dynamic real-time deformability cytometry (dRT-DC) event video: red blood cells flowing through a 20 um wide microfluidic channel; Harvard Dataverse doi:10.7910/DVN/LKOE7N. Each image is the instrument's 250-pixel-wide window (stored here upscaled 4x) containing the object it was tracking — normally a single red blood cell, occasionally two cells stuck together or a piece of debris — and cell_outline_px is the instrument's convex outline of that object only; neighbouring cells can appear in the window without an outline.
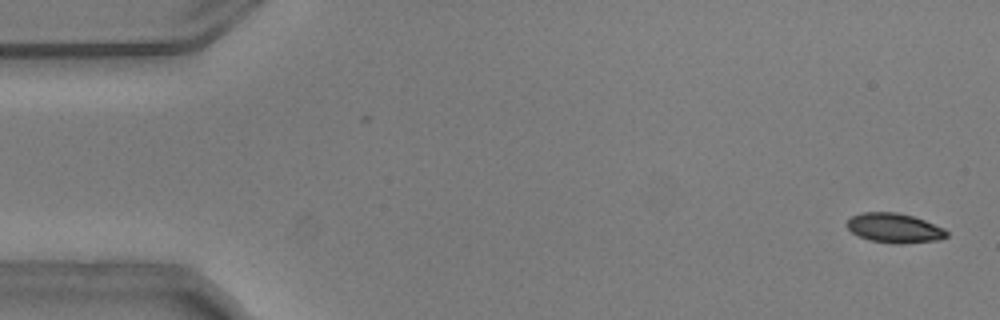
{"species": "common noctule bat (a hibernating species)", "species_latin": "Nyctalus noctula", "temperature_condition": "warm", "stored_images_in_passage": 54, "camera_frame_rate_fps": 3000, "um_per_image_px": 0.085, "animal": {"sex": "male", "body_mass_g": 20.5, "forearm_length_mm": 52.5}, "frame": {"image": 1, "passage_image": 2, "time_ms": 0.333, "image_size_px": [1000, 320], "cell_outline_px": [[948, 236], [940, 240], [904, 244], [892, 244], [868, 240], [852, 232], [848, 228], [848, 220], [852, 216], [864, 212], [896, 212], [912, 216], [924, 220], [944, 228], [948, 232]], "centroid_in_image_um": [76.06, 19.4], "position_along_channel_um": 8.9, "area_um2": 17.22}}
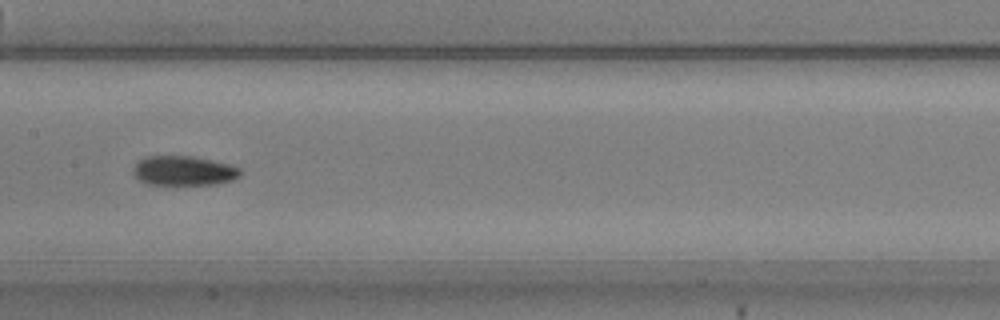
{"frame": {"image": 2, "passage_image": 27, "time_ms": 8.667, "image_size_px": [1000, 320], "cell_outline_px": [[244, 172], [240, 176], [232, 180], [216, 184], [144, 184], [132, 172], [132, 168], [144, 156], [192, 156], [232, 164], [240, 168]], "centroid_in_image_um": [15.65, 14.5], "position_along_channel_um": 191.8, "area_um2": 18.61}}
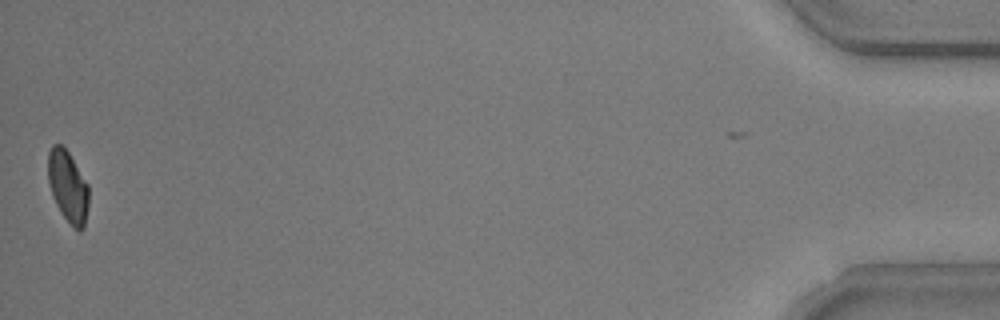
{"frame": {"image": 3, "passage_image": 54, "time_ms": 17.667, "image_size_px": [1000, 320], "cell_outline_px": [[88, 208], [84, 228], [80, 232], [60, 212], [52, 196], [48, 180], [48, 152], [52, 144], [60, 144], [68, 152], [88, 184]], "centroid_in_image_um": [5.77, 15.84], "position_along_channel_um": 429.4, "area_um2": 16.82}, "authors_computed_cell_mechanics": {"area_um2": 18.207, "velocity_mm_per_s": 3.7359, "shape_relaxation_time_tau1_ms": 7.5751, "shape_relaxation_time_tau2_ms": 5.4157, "deformation_change_tau1": 0.197, "deformation_change_tau2": 0.1033}}